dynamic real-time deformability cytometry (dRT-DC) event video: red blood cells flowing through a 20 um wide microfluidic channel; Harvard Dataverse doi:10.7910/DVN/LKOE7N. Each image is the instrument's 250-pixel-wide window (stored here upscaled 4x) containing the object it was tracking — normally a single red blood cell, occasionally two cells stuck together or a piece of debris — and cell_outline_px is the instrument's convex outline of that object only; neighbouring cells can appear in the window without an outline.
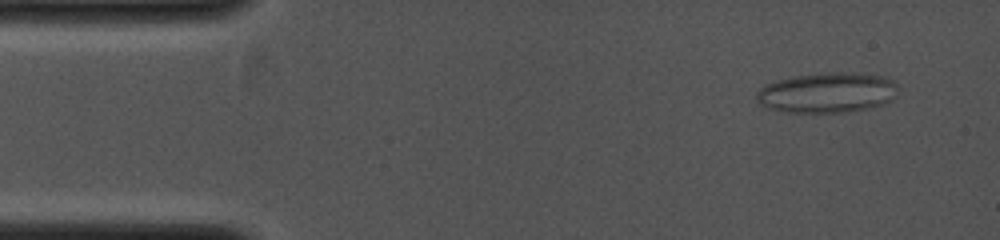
{"species": "common noctule bat (a hibernating species)", "species_latin": "Nyctalus noctula", "temperature_condition": "cold", "stored_images_in_passage": 41, "camera_frame_rate_fps": 4000, "um_per_image_px": 0.085, "animal": {"sex": "female", "body_mass_g": 19.0, "forearm_length_mm": 53.3}, "frame": {"image": 1, "passage_image": 3, "time_ms": 0.5, "image_size_px": [1000, 240], "cell_outline_px": [[896, 96], [892, 100], [884, 104], [864, 108], [840, 112], [788, 112], [768, 108], [760, 104], [756, 100], [756, 92], [764, 84], [776, 80], [796, 76], [836, 72], [840, 72], [884, 76], [892, 80], [896, 84]], "centroid_in_image_um": [70.28, 7.87], "position_along_channel_um": 14.7, "area_um2": 32.83}}
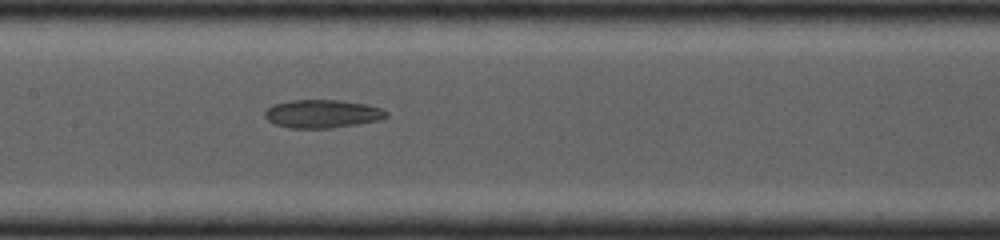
{"frame": {"image": 2, "passage_image": 20, "time_ms": 4.75, "image_size_px": [1000, 240], "cell_outline_px": [[388, 116], [380, 120], [356, 124], [328, 128], [288, 128], [276, 124], [268, 120], [264, 116], [264, 112], [272, 104], [292, 100], [336, 100], [364, 104], [384, 108], [388, 112]], "centroid_in_image_um": [27.4, 9.67], "position_along_channel_um": 180.0, "area_um2": 19.94}}
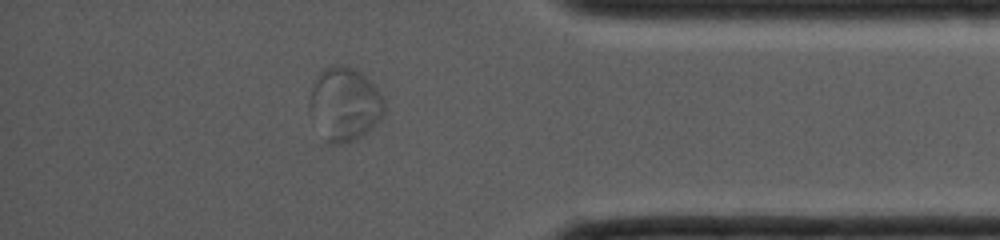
{"frame": {"image": 3, "passage_image": 36, "time_ms": 8.75, "image_size_px": [1000, 240], "cell_outline_px": [[384, 112], [372, 128], [356, 140], [344, 144], [324, 144], [308, 104], [312, 88], [320, 72], [324, 68], [332, 64], [352, 68], [360, 72], [380, 92], [384, 100]], "centroid_in_image_um": [29.27, 8.89], "position_along_channel_um": 405.9, "area_um2": 31.91}}